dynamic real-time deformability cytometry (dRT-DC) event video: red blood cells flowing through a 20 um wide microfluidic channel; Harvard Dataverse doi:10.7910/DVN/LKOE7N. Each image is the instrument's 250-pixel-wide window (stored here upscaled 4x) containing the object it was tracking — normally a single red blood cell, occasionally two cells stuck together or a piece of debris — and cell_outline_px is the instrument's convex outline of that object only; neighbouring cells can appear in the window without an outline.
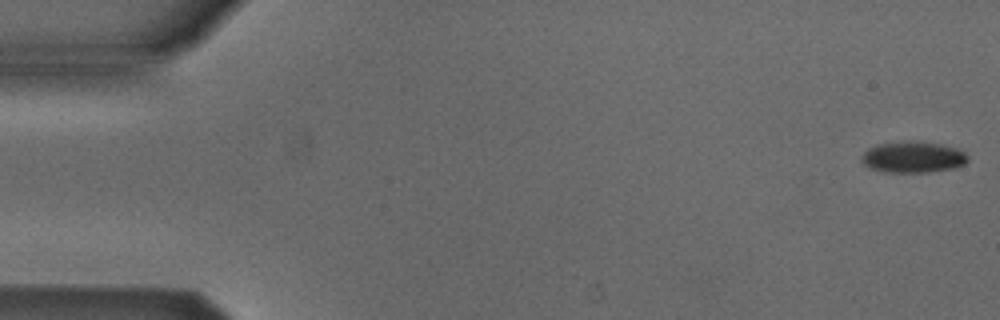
{"species": "Egyptian fruit bat (a non-hibernating species)", "species_latin": "Rousettus aegyptiacus", "temperature_condition": "cold", "stored_images_in_passage": 53, "camera_frame_rate_fps": 3000, "um_per_image_px": 0.085, "animal": {"sex": "male"}, "frame": {"image": 1, "passage_image": 1, "time_ms": 0.0, "image_size_px": [1000, 320], "cell_outline_px": [[968, 160], [964, 164], [956, 168], [928, 172], [884, 172], [868, 168], [860, 160], [864, 152], [868, 148], [876, 144], [900, 140], [912, 140], [940, 144], [956, 148], [964, 152], [968, 156]], "centroid_in_image_um": [77.57, 13.34], "position_along_channel_um": 7.4, "area_um2": 19.71}}
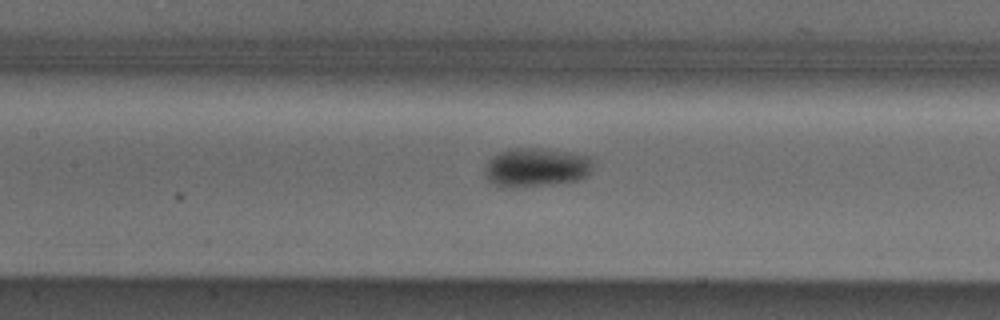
{"frame": {"image": 2, "passage_image": 24, "time_ms": 7.667, "image_size_px": [1000, 320], "cell_outline_px": [[596, 164], [592, 172], [588, 176], [576, 180], [548, 184], [516, 188], [504, 188], [492, 184], [488, 180], [484, 172], [484, 168], [488, 160], [492, 156], [500, 152], [512, 148], [540, 148], [596, 156]], "centroid_in_image_um": [45.63, 14.22], "position_along_channel_um": 161.8, "area_um2": 25.26}}
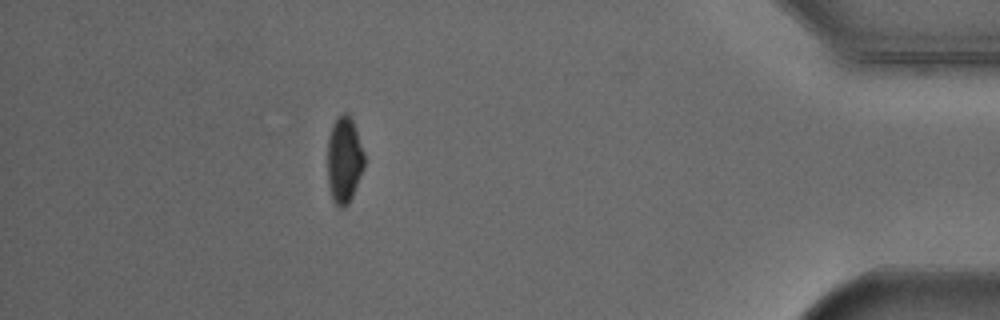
{"frame": {"image": 3, "passage_image": 47, "time_ms": 15.333, "image_size_px": [1000, 320], "cell_outline_px": [[364, 168], [352, 196], [348, 204], [344, 208], [340, 208], [332, 200], [328, 184], [328, 136], [332, 124], [336, 116], [344, 112], [348, 112], [352, 120], [364, 152]], "centroid_in_image_um": [29.24, 13.58], "position_along_channel_um": 406.0, "area_um2": 18.67}, "authors_computed_cell_mechanics": {"area_um2": 20.808, "velocity_mm_per_s": 3.876, "shape_relaxation_time_tau1_ms": 6.0257, "shape_relaxation_time_tau2_ms": null, "deformation_change_tau1": 0.1013, "deformation_change_tau2": null}}